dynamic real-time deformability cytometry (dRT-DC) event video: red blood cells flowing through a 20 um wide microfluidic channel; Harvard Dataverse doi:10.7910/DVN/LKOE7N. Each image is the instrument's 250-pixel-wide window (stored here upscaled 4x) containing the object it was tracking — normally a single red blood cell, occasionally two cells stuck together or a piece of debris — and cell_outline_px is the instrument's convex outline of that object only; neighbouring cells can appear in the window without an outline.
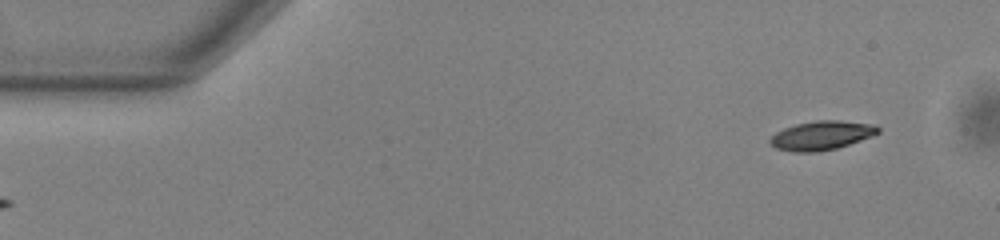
{"species": "common noctule bat (a hibernating species)", "species_latin": "Nyctalus noctula", "temperature_condition": "warm", "stored_images_in_passage": 50, "camera_frame_rate_fps": 3000, "um_per_image_px": 0.085, "animal": {"sex": "male", "body_mass_g": 13.0, "forearm_length_mm": 53.1}, "frame": {"image": 1, "passage_image": 1, "time_ms": 0.0, "image_size_px": [1000, 240], "cell_outline_px": [[880, 132], [872, 136], [836, 148], [816, 152], [792, 152], [776, 148], [768, 140], [776, 132], [784, 128], [796, 124], [816, 120], [840, 120], [876, 124], [880, 128]], "centroid_in_image_um": [69.85, 11.5], "position_along_channel_um": 15.2, "area_um2": 18.26}}
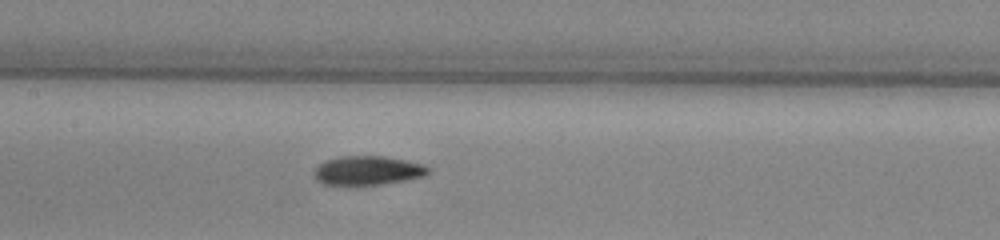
{"frame": {"image": 2, "passage_image": 22, "time_ms": 7.0, "image_size_px": [1000, 240], "cell_outline_px": [[428, 172], [424, 176], [404, 180], [380, 184], [324, 184], [316, 180], [312, 172], [320, 164], [328, 160], [340, 156], [384, 156], [424, 164], [428, 168]], "centroid_in_image_um": [31.23, 14.48], "position_along_channel_um": 176.2, "area_um2": 18.96}}
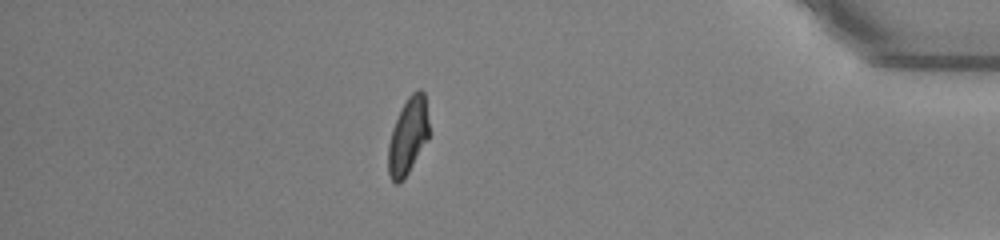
{"frame": {"image": 3, "passage_image": 43, "time_ms": 14.0, "image_size_px": [1000, 240], "cell_outline_px": [[428, 140], [404, 180], [400, 184], [396, 184], [392, 180], [388, 172], [388, 144], [392, 128], [400, 108], [408, 96], [416, 88], [420, 88], [424, 92], [428, 120]], "centroid_in_image_um": [34.67, 11.56], "position_along_channel_um": 400.5, "area_um2": 18.5}, "authors_computed_cell_mechanics": {"area_um2": 18.9584, "velocity_mm_per_s": 3.827, "shape_relaxation_time_tau1_ms": 4.9488, "shape_relaxation_time_tau2_ms": 3.592, "deformation_change_tau1": 0.1852, "deformation_change_tau2": 0.0993}}